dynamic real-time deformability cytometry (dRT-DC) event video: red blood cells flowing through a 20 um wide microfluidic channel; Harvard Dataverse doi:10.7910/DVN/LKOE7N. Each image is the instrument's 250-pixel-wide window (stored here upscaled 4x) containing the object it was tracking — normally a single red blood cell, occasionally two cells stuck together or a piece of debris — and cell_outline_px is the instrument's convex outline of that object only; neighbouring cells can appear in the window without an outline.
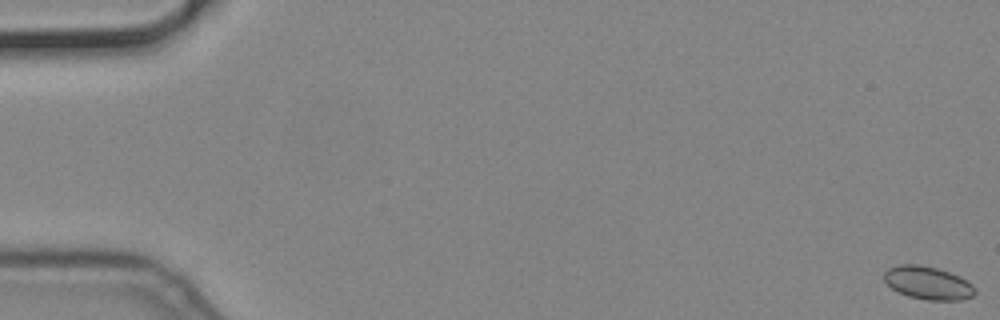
{"species": "common noctule bat (a hibernating species)", "species_latin": "Nyctalus noctula", "temperature_condition": "cold", "stored_images_in_passage": 58, "camera_frame_rate_fps": 3000, "um_per_image_px": 0.085, "animal": {"sex": "male", "body_mass_g": 19.2, "forearm_length_mm": 51.8}, "frame": {"image": 1, "passage_image": 1, "time_ms": 0.0, "image_size_px": [1000, 320], "cell_outline_px": [[976, 292], [972, 296], [960, 300], [928, 300], [908, 296], [892, 288], [884, 280], [884, 272], [888, 268], [900, 264], [920, 264], [936, 268], [960, 276], [972, 284], [976, 288]], "centroid_in_image_um": [78.88, 24.04], "position_along_channel_um": 6.1, "area_um2": 17.46}}
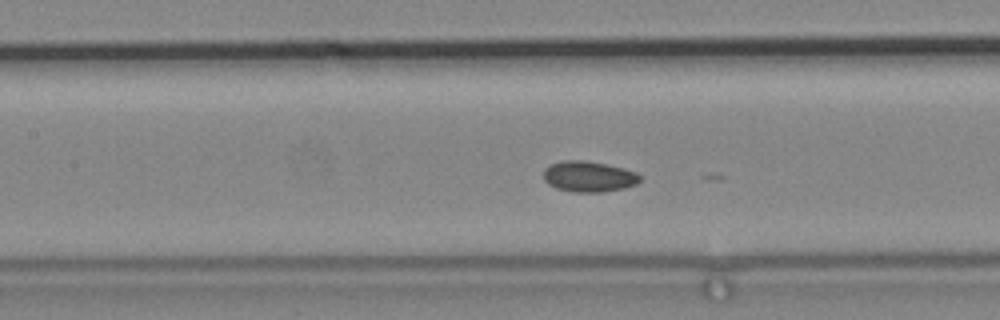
{"frame": {"image": 2, "passage_image": 27, "time_ms": 8.667, "image_size_px": [1000, 320], "cell_outline_px": [[640, 180], [636, 184], [624, 188], [600, 192], [576, 192], [556, 188], [548, 184], [544, 180], [544, 168], [560, 160], [584, 160], [624, 168], [636, 172], [640, 176]], "centroid_in_image_um": [50.03, 15.0], "position_along_channel_um": 157.4, "area_um2": 17.22}}
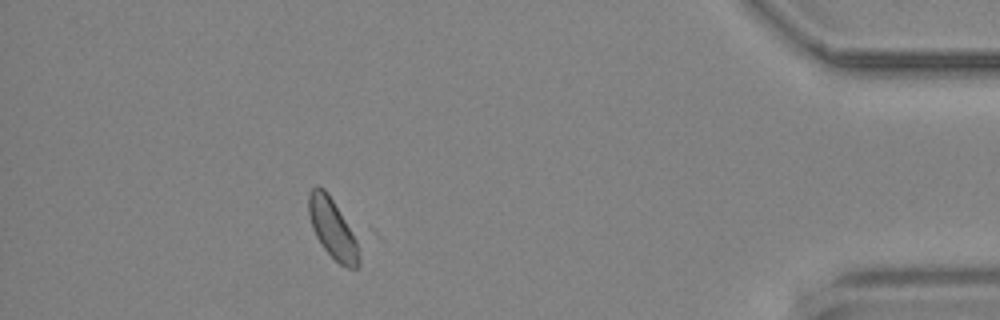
{"frame": {"image": 3, "passage_image": 52, "time_ms": 17.0, "image_size_px": [1000, 320], "cell_outline_px": [[360, 264], [356, 268], [348, 268], [340, 264], [324, 248], [316, 236], [312, 228], [308, 212], [308, 192], [312, 188], [324, 188], [328, 192], [356, 240], [360, 260]], "centroid_in_image_um": [28.24, 19.43], "position_along_channel_um": 407.0, "area_um2": 16.99}}